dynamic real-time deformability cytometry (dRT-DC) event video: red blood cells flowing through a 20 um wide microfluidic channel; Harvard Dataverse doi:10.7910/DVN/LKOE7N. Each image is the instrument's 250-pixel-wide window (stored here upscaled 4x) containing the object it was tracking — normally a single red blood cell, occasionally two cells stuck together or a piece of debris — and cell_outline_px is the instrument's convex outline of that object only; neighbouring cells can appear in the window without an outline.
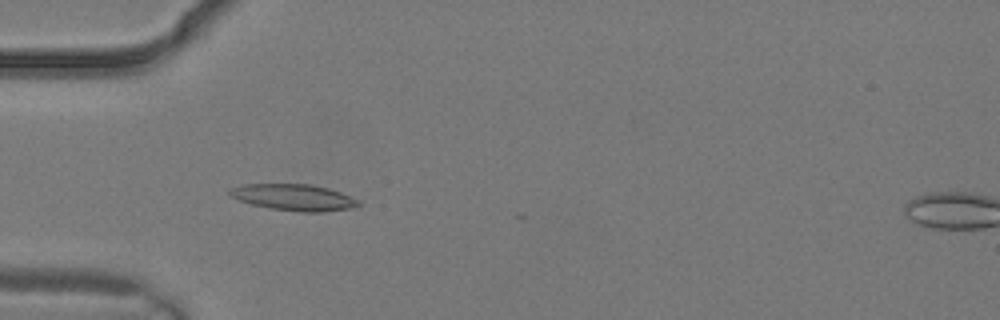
{"species": "common noctule bat (a hibernating species)", "species_latin": "Nyctalus noctula", "temperature_condition": "warm", "stored_images_in_passage": 3, "camera_frame_rate_fps": 3000, "um_per_image_px": 0.085, "animal": {"sex": "male", "body_mass_g": 19.2, "forearm_length_mm": 51.8}, "frame": {"image": 1, "passage_image": 3, "time_ms": 0.667, "image_size_px": [1000, 320], "cell_outline_px": [[360, 204], [352, 208], [324, 212], [300, 212], [272, 208], [252, 204], [228, 196], [228, 192], [232, 188], [244, 184], [312, 184], [328, 188], [340, 192], [360, 200]], "centroid_in_image_um": [25.0, 16.77], "position_along_channel_um": 60.0, "area_um2": 19.77}}